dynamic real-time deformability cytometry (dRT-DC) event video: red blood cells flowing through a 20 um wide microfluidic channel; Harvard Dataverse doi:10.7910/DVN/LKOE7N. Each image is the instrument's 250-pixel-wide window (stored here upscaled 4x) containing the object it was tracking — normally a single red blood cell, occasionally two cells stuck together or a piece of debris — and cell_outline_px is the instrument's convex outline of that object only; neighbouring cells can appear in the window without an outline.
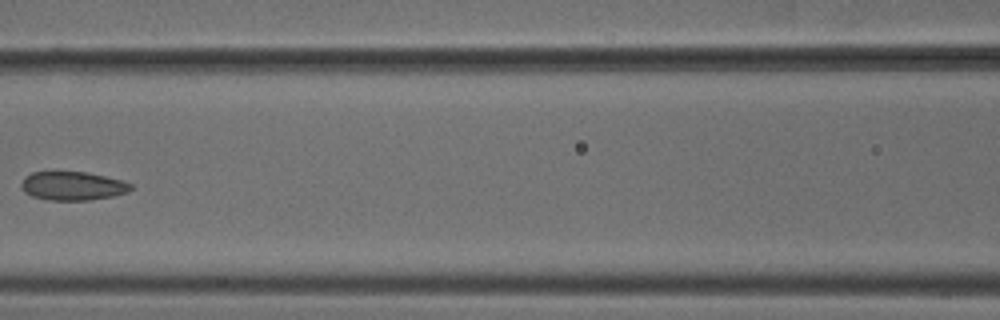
{"species": "common noctule bat (a hibernating species)", "species_latin": "Nyctalus noctula", "temperature_condition": "cold", "stored_images_in_passage": 9, "camera_frame_rate_fps": 3000, "um_per_image_px": 0.085, "animal": {"sex": "male", "body_mass_g": 18.8}, "frame": {"image": 1, "passage_image": 7, "time_ms": 2.0, "image_size_px": [1000, 320], "cell_outline_px": [[132, 188], [128, 192], [112, 196], [88, 200], [48, 200], [32, 196], [24, 192], [20, 184], [24, 176], [32, 172], [88, 172], [124, 180], [132, 184]], "centroid_in_image_um": [6.18, 15.79], "position_along_channel_um": 160.4, "area_um2": 18.44}}
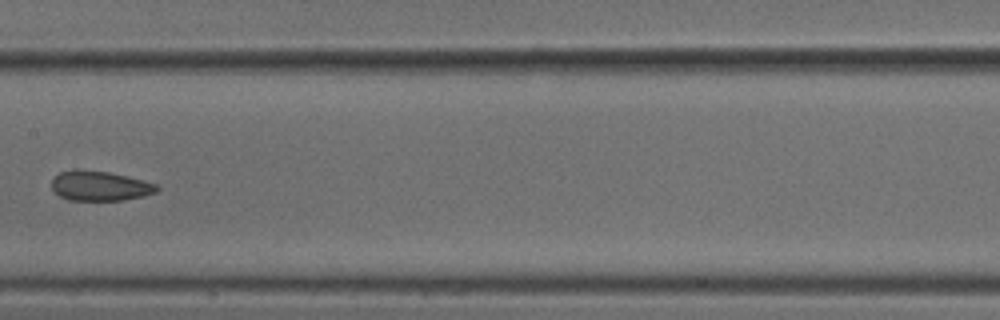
{"frame": {"image": 2, "passage_image": 8, "time_ms": 2.333, "image_size_px": [1000, 320], "cell_outline_px": [[160, 188], [156, 192], [144, 196], [124, 200], [68, 200], [60, 196], [52, 188], [52, 180], [60, 172], [76, 168], [108, 172], [156, 184]], "centroid_in_image_um": [8.47, 15.8], "position_along_channel_um": 198.9, "area_um2": 18.15}}
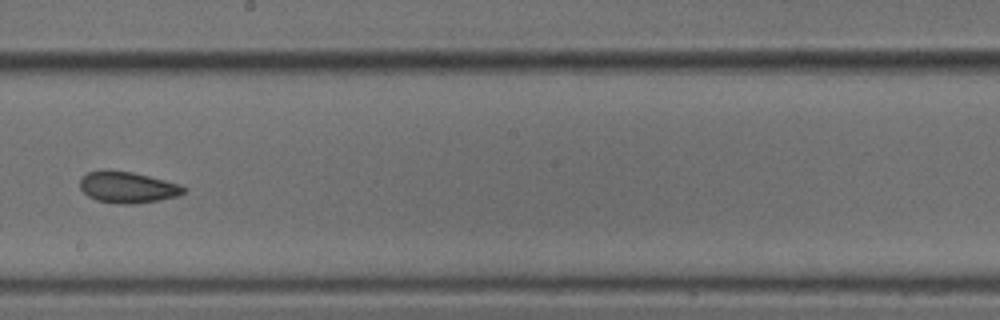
{"frame": {"image": 3, "passage_image": 9, "time_ms": 2.667, "image_size_px": [1000, 320], "cell_outline_px": [[188, 188], [184, 192], [176, 196], [160, 200], [132, 204], [116, 204], [96, 200], [88, 196], [80, 188], [80, 180], [88, 172], [132, 172], [180, 184]], "centroid_in_image_um": [10.88, 15.96], "position_along_channel_um": 237.3, "area_um2": 18.44}}